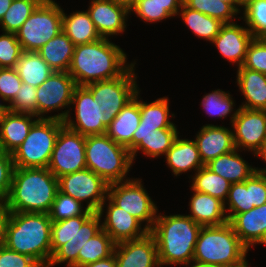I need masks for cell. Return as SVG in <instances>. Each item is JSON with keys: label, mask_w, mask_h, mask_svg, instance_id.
<instances>
[{"label": "cell", "mask_w": 266, "mask_h": 267, "mask_svg": "<svg viewBox=\"0 0 266 267\" xmlns=\"http://www.w3.org/2000/svg\"><path fill=\"white\" fill-rule=\"evenodd\" d=\"M135 62L120 77L94 82L85 87L92 93L94 102H98L103 112V125L107 128L123 107L139 91Z\"/></svg>", "instance_id": "obj_9"}, {"label": "cell", "mask_w": 266, "mask_h": 267, "mask_svg": "<svg viewBox=\"0 0 266 267\" xmlns=\"http://www.w3.org/2000/svg\"><path fill=\"white\" fill-rule=\"evenodd\" d=\"M177 128H162L149 136H133L131 158L134 162L138 151L149 158L165 155L179 136Z\"/></svg>", "instance_id": "obj_29"}, {"label": "cell", "mask_w": 266, "mask_h": 267, "mask_svg": "<svg viewBox=\"0 0 266 267\" xmlns=\"http://www.w3.org/2000/svg\"><path fill=\"white\" fill-rule=\"evenodd\" d=\"M7 109H0V117Z\"/></svg>", "instance_id": "obj_65"}, {"label": "cell", "mask_w": 266, "mask_h": 267, "mask_svg": "<svg viewBox=\"0 0 266 267\" xmlns=\"http://www.w3.org/2000/svg\"><path fill=\"white\" fill-rule=\"evenodd\" d=\"M192 192L194 193L191 201H189L191 214L187 216L202 227L222 225L229 222L223 201L209 194L195 190Z\"/></svg>", "instance_id": "obj_25"}, {"label": "cell", "mask_w": 266, "mask_h": 267, "mask_svg": "<svg viewBox=\"0 0 266 267\" xmlns=\"http://www.w3.org/2000/svg\"><path fill=\"white\" fill-rule=\"evenodd\" d=\"M82 267H117L116 258H115V255L113 253L111 256H109L105 259H100L96 262L86 264Z\"/></svg>", "instance_id": "obj_54"}, {"label": "cell", "mask_w": 266, "mask_h": 267, "mask_svg": "<svg viewBox=\"0 0 266 267\" xmlns=\"http://www.w3.org/2000/svg\"><path fill=\"white\" fill-rule=\"evenodd\" d=\"M58 190V178L48 168L14 167L6 203L11 212L48 214Z\"/></svg>", "instance_id": "obj_3"}, {"label": "cell", "mask_w": 266, "mask_h": 267, "mask_svg": "<svg viewBox=\"0 0 266 267\" xmlns=\"http://www.w3.org/2000/svg\"><path fill=\"white\" fill-rule=\"evenodd\" d=\"M183 3L193 10L199 11L224 24L234 23L238 12L222 0H183Z\"/></svg>", "instance_id": "obj_40"}, {"label": "cell", "mask_w": 266, "mask_h": 267, "mask_svg": "<svg viewBox=\"0 0 266 267\" xmlns=\"http://www.w3.org/2000/svg\"><path fill=\"white\" fill-rule=\"evenodd\" d=\"M48 169L56 178L86 169L85 136L64 125L57 136Z\"/></svg>", "instance_id": "obj_11"}, {"label": "cell", "mask_w": 266, "mask_h": 267, "mask_svg": "<svg viewBox=\"0 0 266 267\" xmlns=\"http://www.w3.org/2000/svg\"><path fill=\"white\" fill-rule=\"evenodd\" d=\"M106 202L108 203L106 204ZM104 206L105 208L107 207L106 212H104ZM97 213L101 218L104 215L103 213H106L105 220L101 222V226L116 244L142 238L149 232L144 226L142 228V223L137 218L116 206L108 197Z\"/></svg>", "instance_id": "obj_16"}, {"label": "cell", "mask_w": 266, "mask_h": 267, "mask_svg": "<svg viewBox=\"0 0 266 267\" xmlns=\"http://www.w3.org/2000/svg\"><path fill=\"white\" fill-rule=\"evenodd\" d=\"M13 0H0V22L4 16V14L7 12L9 7L11 6Z\"/></svg>", "instance_id": "obj_57"}, {"label": "cell", "mask_w": 266, "mask_h": 267, "mask_svg": "<svg viewBox=\"0 0 266 267\" xmlns=\"http://www.w3.org/2000/svg\"><path fill=\"white\" fill-rule=\"evenodd\" d=\"M23 50L14 33L0 35V68H15Z\"/></svg>", "instance_id": "obj_45"}, {"label": "cell", "mask_w": 266, "mask_h": 267, "mask_svg": "<svg viewBox=\"0 0 266 267\" xmlns=\"http://www.w3.org/2000/svg\"><path fill=\"white\" fill-rule=\"evenodd\" d=\"M171 115V116H170ZM175 115L170 113L168 97L157 98L150 103L140 99V123L141 127L149 128H177L175 123L169 120Z\"/></svg>", "instance_id": "obj_34"}, {"label": "cell", "mask_w": 266, "mask_h": 267, "mask_svg": "<svg viewBox=\"0 0 266 267\" xmlns=\"http://www.w3.org/2000/svg\"><path fill=\"white\" fill-rule=\"evenodd\" d=\"M101 217L94 212L77 229L74 237L60 246L51 256L47 267H53L56 264L66 263L67 267H78V253L86 242L102 230Z\"/></svg>", "instance_id": "obj_21"}, {"label": "cell", "mask_w": 266, "mask_h": 267, "mask_svg": "<svg viewBox=\"0 0 266 267\" xmlns=\"http://www.w3.org/2000/svg\"><path fill=\"white\" fill-rule=\"evenodd\" d=\"M250 197L254 207L266 204V177L256 171L250 176Z\"/></svg>", "instance_id": "obj_51"}, {"label": "cell", "mask_w": 266, "mask_h": 267, "mask_svg": "<svg viewBox=\"0 0 266 267\" xmlns=\"http://www.w3.org/2000/svg\"><path fill=\"white\" fill-rule=\"evenodd\" d=\"M14 163L12 154L0 150V199L6 200L12 183Z\"/></svg>", "instance_id": "obj_50"}, {"label": "cell", "mask_w": 266, "mask_h": 267, "mask_svg": "<svg viewBox=\"0 0 266 267\" xmlns=\"http://www.w3.org/2000/svg\"><path fill=\"white\" fill-rule=\"evenodd\" d=\"M94 213L87 210L83 215L65 220L52 221L51 224V250L52 254L63 244L70 241L83 223Z\"/></svg>", "instance_id": "obj_38"}, {"label": "cell", "mask_w": 266, "mask_h": 267, "mask_svg": "<svg viewBox=\"0 0 266 267\" xmlns=\"http://www.w3.org/2000/svg\"><path fill=\"white\" fill-rule=\"evenodd\" d=\"M226 204L228 206H226ZM224 207L228 221H230L236 214H240L254 208V205L251 204L250 197V177L244 182L231 184Z\"/></svg>", "instance_id": "obj_41"}, {"label": "cell", "mask_w": 266, "mask_h": 267, "mask_svg": "<svg viewBox=\"0 0 266 267\" xmlns=\"http://www.w3.org/2000/svg\"><path fill=\"white\" fill-rule=\"evenodd\" d=\"M179 137L165 154L166 163L176 177L192 169L197 172L204 166L195 141Z\"/></svg>", "instance_id": "obj_27"}, {"label": "cell", "mask_w": 266, "mask_h": 267, "mask_svg": "<svg viewBox=\"0 0 266 267\" xmlns=\"http://www.w3.org/2000/svg\"><path fill=\"white\" fill-rule=\"evenodd\" d=\"M172 16L178 15V12L183 4V0H154Z\"/></svg>", "instance_id": "obj_53"}, {"label": "cell", "mask_w": 266, "mask_h": 267, "mask_svg": "<svg viewBox=\"0 0 266 267\" xmlns=\"http://www.w3.org/2000/svg\"><path fill=\"white\" fill-rule=\"evenodd\" d=\"M238 152L235 148L210 160L205 166L231 183L244 182L255 172V167L250 166Z\"/></svg>", "instance_id": "obj_28"}, {"label": "cell", "mask_w": 266, "mask_h": 267, "mask_svg": "<svg viewBox=\"0 0 266 267\" xmlns=\"http://www.w3.org/2000/svg\"><path fill=\"white\" fill-rule=\"evenodd\" d=\"M191 190L209 194L225 203L231 182L212 172L205 165L200 168L192 178Z\"/></svg>", "instance_id": "obj_35"}, {"label": "cell", "mask_w": 266, "mask_h": 267, "mask_svg": "<svg viewBox=\"0 0 266 267\" xmlns=\"http://www.w3.org/2000/svg\"><path fill=\"white\" fill-rule=\"evenodd\" d=\"M140 90L107 127L106 134L117 144L132 151V138L140 123Z\"/></svg>", "instance_id": "obj_23"}, {"label": "cell", "mask_w": 266, "mask_h": 267, "mask_svg": "<svg viewBox=\"0 0 266 267\" xmlns=\"http://www.w3.org/2000/svg\"><path fill=\"white\" fill-rule=\"evenodd\" d=\"M42 1L13 0L0 22L2 32L15 34Z\"/></svg>", "instance_id": "obj_37"}, {"label": "cell", "mask_w": 266, "mask_h": 267, "mask_svg": "<svg viewBox=\"0 0 266 267\" xmlns=\"http://www.w3.org/2000/svg\"><path fill=\"white\" fill-rule=\"evenodd\" d=\"M109 184L89 169L58 177L60 192L75 200L87 202L86 208L97 212L108 195Z\"/></svg>", "instance_id": "obj_13"}, {"label": "cell", "mask_w": 266, "mask_h": 267, "mask_svg": "<svg viewBox=\"0 0 266 267\" xmlns=\"http://www.w3.org/2000/svg\"><path fill=\"white\" fill-rule=\"evenodd\" d=\"M117 4L127 7L129 10L135 5L137 0H112Z\"/></svg>", "instance_id": "obj_58"}, {"label": "cell", "mask_w": 266, "mask_h": 267, "mask_svg": "<svg viewBox=\"0 0 266 267\" xmlns=\"http://www.w3.org/2000/svg\"><path fill=\"white\" fill-rule=\"evenodd\" d=\"M258 244L266 245V232H265L263 238L260 240V242Z\"/></svg>", "instance_id": "obj_62"}, {"label": "cell", "mask_w": 266, "mask_h": 267, "mask_svg": "<svg viewBox=\"0 0 266 267\" xmlns=\"http://www.w3.org/2000/svg\"><path fill=\"white\" fill-rule=\"evenodd\" d=\"M139 17L144 22L155 23L172 17L163 6L154 0H137L135 5L130 9V13Z\"/></svg>", "instance_id": "obj_47"}, {"label": "cell", "mask_w": 266, "mask_h": 267, "mask_svg": "<svg viewBox=\"0 0 266 267\" xmlns=\"http://www.w3.org/2000/svg\"><path fill=\"white\" fill-rule=\"evenodd\" d=\"M63 126L62 120L39 118L23 143L12 153L14 167L48 168L57 136Z\"/></svg>", "instance_id": "obj_7"}, {"label": "cell", "mask_w": 266, "mask_h": 267, "mask_svg": "<svg viewBox=\"0 0 266 267\" xmlns=\"http://www.w3.org/2000/svg\"><path fill=\"white\" fill-rule=\"evenodd\" d=\"M88 13L101 37L121 34L127 28L130 10L112 0H91Z\"/></svg>", "instance_id": "obj_18"}, {"label": "cell", "mask_w": 266, "mask_h": 267, "mask_svg": "<svg viewBox=\"0 0 266 267\" xmlns=\"http://www.w3.org/2000/svg\"><path fill=\"white\" fill-rule=\"evenodd\" d=\"M0 267H42L32 257L0 245Z\"/></svg>", "instance_id": "obj_49"}, {"label": "cell", "mask_w": 266, "mask_h": 267, "mask_svg": "<svg viewBox=\"0 0 266 267\" xmlns=\"http://www.w3.org/2000/svg\"><path fill=\"white\" fill-rule=\"evenodd\" d=\"M231 127L235 148L240 152L244 149L254 154L266 140V110L239 107Z\"/></svg>", "instance_id": "obj_15"}, {"label": "cell", "mask_w": 266, "mask_h": 267, "mask_svg": "<svg viewBox=\"0 0 266 267\" xmlns=\"http://www.w3.org/2000/svg\"><path fill=\"white\" fill-rule=\"evenodd\" d=\"M254 156L260 159L262 158L264 162L266 163V140L262 144V146L254 153ZM255 171L259 174H262L266 177V168H255Z\"/></svg>", "instance_id": "obj_55"}, {"label": "cell", "mask_w": 266, "mask_h": 267, "mask_svg": "<svg viewBox=\"0 0 266 267\" xmlns=\"http://www.w3.org/2000/svg\"><path fill=\"white\" fill-rule=\"evenodd\" d=\"M201 228L202 226L184 214H157L153 228L149 232L157 244L160 266L192 262Z\"/></svg>", "instance_id": "obj_2"}, {"label": "cell", "mask_w": 266, "mask_h": 267, "mask_svg": "<svg viewBox=\"0 0 266 267\" xmlns=\"http://www.w3.org/2000/svg\"><path fill=\"white\" fill-rule=\"evenodd\" d=\"M223 2H226L230 4L238 13H240L242 7H244L238 0H222Z\"/></svg>", "instance_id": "obj_59"}, {"label": "cell", "mask_w": 266, "mask_h": 267, "mask_svg": "<svg viewBox=\"0 0 266 267\" xmlns=\"http://www.w3.org/2000/svg\"><path fill=\"white\" fill-rule=\"evenodd\" d=\"M22 81L15 68H0V98L10 103L21 89Z\"/></svg>", "instance_id": "obj_48"}, {"label": "cell", "mask_w": 266, "mask_h": 267, "mask_svg": "<svg viewBox=\"0 0 266 267\" xmlns=\"http://www.w3.org/2000/svg\"><path fill=\"white\" fill-rule=\"evenodd\" d=\"M162 128H149V127H141V124H139L138 128L135 130L133 136H149L153 134L156 130H159Z\"/></svg>", "instance_id": "obj_56"}, {"label": "cell", "mask_w": 266, "mask_h": 267, "mask_svg": "<svg viewBox=\"0 0 266 267\" xmlns=\"http://www.w3.org/2000/svg\"><path fill=\"white\" fill-rule=\"evenodd\" d=\"M86 168L108 184L128 180L133 164L130 151L114 142L106 133L85 137Z\"/></svg>", "instance_id": "obj_6"}, {"label": "cell", "mask_w": 266, "mask_h": 267, "mask_svg": "<svg viewBox=\"0 0 266 267\" xmlns=\"http://www.w3.org/2000/svg\"><path fill=\"white\" fill-rule=\"evenodd\" d=\"M127 55L109 38L75 46L68 69L76 86L106 81L122 76L132 65L126 63Z\"/></svg>", "instance_id": "obj_1"}, {"label": "cell", "mask_w": 266, "mask_h": 267, "mask_svg": "<svg viewBox=\"0 0 266 267\" xmlns=\"http://www.w3.org/2000/svg\"><path fill=\"white\" fill-rule=\"evenodd\" d=\"M38 119L33 114L6 110L0 117V150L12 154L23 143Z\"/></svg>", "instance_id": "obj_22"}, {"label": "cell", "mask_w": 266, "mask_h": 267, "mask_svg": "<svg viewBox=\"0 0 266 267\" xmlns=\"http://www.w3.org/2000/svg\"><path fill=\"white\" fill-rule=\"evenodd\" d=\"M249 249L241 242L232 225L202 227L195 245L193 261L229 267L242 261Z\"/></svg>", "instance_id": "obj_5"}, {"label": "cell", "mask_w": 266, "mask_h": 267, "mask_svg": "<svg viewBox=\"0 0 266 267\" xmlns=\"http://www.w3.org/2000/svg\"><path fill=\"white\" fill-rule=\"evenodd\" d=\"M71 105H74L76 121L67 114L63 120L66 127L85 137L106 133L102 108L98 102H94L92 93L85 86L74 88Z\"/></svg>", "instance_id": "obj_14"}, {"label": "cell", "mask_w": 266, "mask_h": 267, "mask_svg": "<svg viewBox=\"0 0 266 267\" xmlns=\"http://www.w3.org/2000/svg\"><path fill=\"white\" fill-rule=\"evenodd\" d=\"M131 178L109 184L107 197L118 207L137 218L149 231L153 228L158 209L142 184Z\"/></svg>", "instance_id": "obj_10"}, {"label": "cell", "mask_w": 266, "mask_h": 267, "mask_svg": "<svg viewBox=\"0 0 266 267\" xmlns=\"http://www.w3.org/2000/svg\"><path fill=\"white\" fill-rule=\"evenodd\" d=\"M62 32V8L54 0H43L15 33L26 52H37Z\"/></svg>", "instance_id": "obj_8"}, {"label": "cell", "mask_w": 266, "mask_h": 267, "mask_svg": "<svg viewBox=\"0 0 266 267\" xmlns=\"http://www.w3.org/2000/svg\"><path fill=\"white\" fill-rule=\"evenodd\" d=\"M75 45L62 31L43 45L37 53L54 72H68Z\"/></svg>", "instance_id": "obj_30"}, {"label": "cell", "mask_w": 266, "mask_h": 267, "mask_svg": "<svg viewBox=\"0 0 266 267\" xmlns=\"http://www.w3.org/2000/svg\"><path fill=\"white\" fill-rule=\"evenodd\" d=\"M51 224L49 214L11 212L3 245L47 267L52 256Z\"/></svg>", "instance_id": "obj_4"}, {"label": "cell", "mask_w": 266, "mask_h": 267, "mask_svg": "<svg viewBox=\"0 0 266 267\" xmlns=\"http://www.w3.org/2000/svg\"><path fill=\"white\" fill-rule=\"evenodd\" d=\"M35 87L22 83L15 98L7 105L14 113H29L37 116V92Z\"/></svg>", "instance_id": "obj_44"}, {"label": "cell", "mask_w": 266, "mask_h": 267, "mask_svg": "<svg viewBox=\"0 0 266 267\" xmlns=\"http://www.w3.org/2000/svg\"><path fill=\"white\" fill-rule=\"evenodd\" d=\"M74 79L68 72H54L45 82L37 87V117L55 118L64 120L71 111V101L74 88ZM54 116H47L53 110L66 109ZM46 115V116H45Z\"/></svg>", "instance_id": "obj_12"}, {"label": "cell", "mask_w": 266, "mask_h": 267, "mask_svg": "<svg viewBox=\"0 0 266 267\" xmlns=\"http://www.w3.org/2000/svg\"><path fill=\"white\" fill-rule=\"evenodd\" d=\"M243 6H245L250 0H238Z\"/></svg>", "instance_id": "obj_63"}, {"label": "cell", "mask_w": 266, "mask_h": 267, "mask_svg": "<svg viewBox=\"0 0 266 267\" xmlns=\"http://www.w3.org/2000/svg\"><path fill=\"white\" fill-rule=\"evenodd\" d=\"M83 206L80 201L58 190L48 214L52 221L74 218L83 215L88 210Z\"/></svg>", "instance_id": "obj_43"}, {"label": "cell", "mask_w": 266, "mask_h": 267, "mask_svg": "<svg viewBox=\"0 0 266 267\" xmlns=\"http://www.w3.org/2000/svg\"><path fill=\"white\" fill-rule=\"evenodd\" d=\"M197 133L194 141L204 165L235 149L233 130L230 128L206 124Z\"/></svg>", "instance_id": "obj_20"}, {"label": "cell", "mask_w": 266, "mask_h": 267, "mask_svg": "<svg viewBox=\"0 0 266 267\" xmlns=\"http://www.w3.org/2000/svg\"><path fill=\"white\" fill-rule=\"evenodd\" d=\"M200 105H202L205 113H207L209 116H215L221 119L230 116V123H232L238 113V109L235 110L233 108L235 103L232 99V96L230 93L222 91V89L214 90L209 94L207 93V95L203 96V100ZM231 112H233V114Z\"/></svg>", "instance_id": "obj_39"}, {"label": "cell", "mask_w": 266, "mask_h": 267, "mask_svg": "<svg viewBox=\"0 0 266 267\" xmlns=\"http://www.w3.org/2000/svg\"><path fill=\"white\" fill-rule=\"evenodd\" d=\"M114 255L117 267H161L157 244L150 232L142 238L117 243Z\"/></svg>", "instance_id": "obj_17"}, {"label": "cell", "mask_w": 266, "mask_h": 267, "mask_svg": "<svg viewBox=\"0 0 266 267\" xmlns=\"http://www.w3.org/2000/svg\"><path fill=\"white\" fill-rule=\"evenodd\" d=\"M192 263V264H191ZM191 264V265H190ZM183 266H190V267H219V266H215V265H209V264H202V263H198L195 261L189 262L187 264H184Z\"/></svg>", "instance_id": "obj_60"}, {"label": "cell", "mask_w": 266, "mask_h": 267, "mask_svg": "<svg viewBox=\"0 0 266 267\" xmlns=\"http://www.w3.org/2000/svg\"><path fill=\"white\" fill-rule=\"evenodd\" d=\"M229 267H250V266H249L248 260H246V257H245V258H244L242 261H240L239 263L234 264V265L229 266Z\"/></svg>", "instance_id": "obj_61"}, {"label": "cell", "mask_w": 266, "mask_h": 267, "mask_svg": "<svg viewBox=\"0 0 266 267\" xmlns=\"http://www.w3.org/2000/svg\"><path fill=\"white\" fill-rule=\"evenodd\" d=\"M246 27L235 22L224 24L219 34L211 42L216 46L222 57L230 63L238 64L237 68L243 65L248 46L254 38Z\"/></svg>", "instance_id": "obj_19"}, {"label": "cell", "mask_w": 266, "mask_h": 267, "mask_svg": "<svg viewBox=\"0 0 266 267\" xmlns=\"http://www.w3.org/2000/svg\"><path fill=\"white\" fill-rule=\"evenodd\" d=\"M229 223L248 249L254 247L266 232V204L236 214Z\"/></svg>", "instance_id": "obj_24"}, {"label": "cell", "mask_w": 266, "mask_h": 267, "mask_svg": "<svg viewBox=\"0 0 266 267\" xmlns=\"http://www.w3.org/2000/svg\"><path fill=\"white\" fill-rule=\"evenodd\" d=\"M11 211L7 206L6 200L0 199V245L4 244L6 237V227Z\"/></svg>", "instance_id": "obj_52"}, {"label": "cell", "mask_w": 266, "mask_h": 267, "mask_svg": "<svg viewBox=\"0 0 266 267\" xmlns=\"http://www.w3.org/2000/svg\"><path fill=\"white\" fill-rule=\"evenodd\" d=\"M178 15L182 17L185 25L190 28L195 36L209 42L214 40L219 34L221 27L224 25L220 20L188 8L184 3L178 12Z\"/></svg>", "instance_id": "obj_33"}, {"label": "cell", "mask_w": 266, "mask_h": 267, "mask_svg": "<svg viewBox=\"0 0 266 267\" xmlns=\"http://www.w3.org/2000/svg\"><path fill=\"white\" fill-rule=\"evenodd\" d=\"M0 109H7V105L0 103Z\"/></svg>", "instance_id": "obj_64"}, {"label": "cell", "mask_w": 266, "mask_h": 267, "mask_svg": "<svg viewBox=\"0 0 266 267\" xmlns=\"http://www.w3.org/2000/svg\"><path fill=\"white\" fill-rule=\"evenodd\" d=\"M62 31L75 46L91 43L102 38L87 10L76 11L67 15L62 9Z\"/></svg>", "instance_id": "obj_31"}, {"label": "cell", "mask_w": 266, "mask_h": 267, "mask_svg": "<svg viewBox=\"0 0 266 267\" xmlns=\"http://www.w3.org/2000/svg\"><path fill=\"white\" fill-rule=\"evenodd\" d=\"M242 66L266 75V38H253Z\"/></svg>", "instance_id": "obj_46"}, {"label": "cell", "mask_w": 266, "mask_h": 267, "mask_svg": "<svg viewBox=\"0 0 266 267\" xmlns=\"http://www.w3.org/2000/svg\"><path fill=\"white\" fill-rule=\"evenodd\" d=\"M116 243L102 229L89 239L78 253V267L105 259L114 253Z\"/></svg>", "instance_id": "obj_36"}, {"label": "cell", "mask_w": 266, "mask_h": 267, "mask_svg": "<svg viewBox=\"0 0 266 267\" xmlns=\"http://www.w3.org/2000/svg\"><path fill=\"white\" fill-rule=\"evenodd\" d=\"M239 19L245 21L254 38H266V0H250Z\"/></svg>", "instance_id": "obj_42"}, {"label": "cell", "mask_w": 266, "mask_h": 267, "mask_svg": "<svg viewBox=\"0 0 266 267\" xmlns=\"http://www.w3.org/2000/svg\"><path fill=\"white\" fill-rule=\"evenodd\" d=\"M237 69L236 83L245 99L239 107L266 110V75L243 66Z\"/></svg>", "instance_id": "obj_26"}, {"label": "cell", "mask_w": 266, "mask_h": 267, "mask_svg": "<svg viewBox=\"0 0 266 267\" xmlns=\"http://www.w3.org/2000/svg\"><path fill=\"white\" fill-rule=\"evenodd\" d=\"M22 83L39 87L54 71L37 52L23 51L15 67Z\"/></svg>", "instance_id": "obj_32"}]
</instances>
